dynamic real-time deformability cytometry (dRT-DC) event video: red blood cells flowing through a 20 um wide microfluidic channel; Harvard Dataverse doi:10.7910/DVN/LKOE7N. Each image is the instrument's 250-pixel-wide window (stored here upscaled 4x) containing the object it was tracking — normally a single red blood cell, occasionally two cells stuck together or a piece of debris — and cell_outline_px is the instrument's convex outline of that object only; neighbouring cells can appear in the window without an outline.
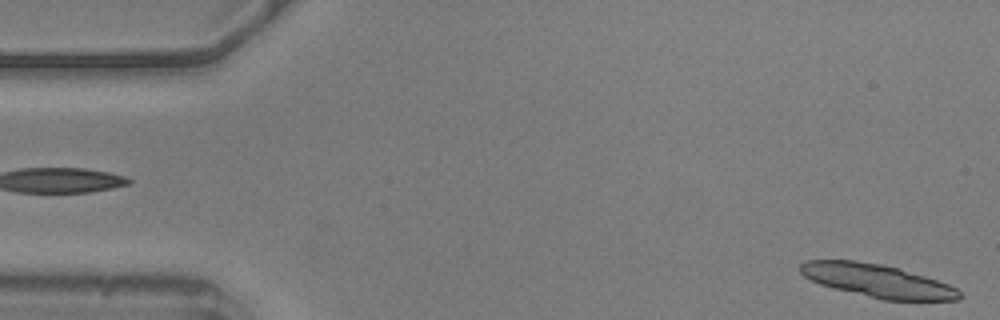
{"species": "common noctule bat (a hibernating species)", "species_latin": "Nyctalus noctula", "temperature_condition": "warm", "stored_images_in_passage": 15, "camera_frame_rate_fps": 3000, "um_per_image_px": 0.085, "animal": {"sex": "male", "body_mass_g": 20.5, "forearm_length_mm": 52.5}, "frame": {"image": 1, "passage_image": 1, "time_ms": 0.0, "image_size_px": [1000, 320], "cell_outline_px": [[964, 296], [960, 300], [884, 300], [832, 288], [820, 284], [804, 276], [800, 272], [800, 264], [808, 260], [856, 260], [880, 264], [896, 268], [924, 276], [948, 284], [956, 288]], "centroid_in_image_um": [74.57, 23.87], "position_along_channel_um": 10.4, "area_um2": 30.4}}